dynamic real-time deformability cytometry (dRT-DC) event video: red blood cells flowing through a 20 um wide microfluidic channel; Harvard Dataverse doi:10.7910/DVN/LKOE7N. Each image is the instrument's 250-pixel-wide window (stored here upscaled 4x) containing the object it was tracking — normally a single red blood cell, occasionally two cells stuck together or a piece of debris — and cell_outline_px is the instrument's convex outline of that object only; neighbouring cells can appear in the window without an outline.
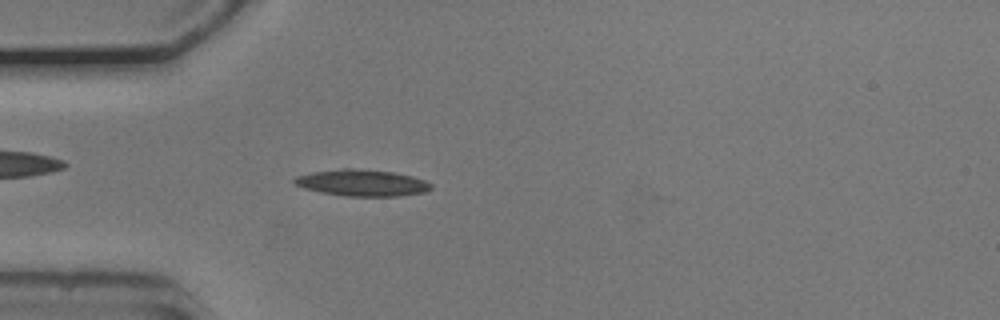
{"species": "common noctule bat (a hibernating species)", "species_latin": "Nyctalus noctula", "temperature_condition": "cold", "stored_images_in_passage": 48, "camera_frame_rate_fps": 3000, "um_per_image_px": 0.085, "animal": {"sex": "male", "body_mass_g": 20.5, "forearm_length_mm": 52.5}, "frame": {"image": 1, "passage_image": 15, "time_ms": 4.667, "image_size_px": [1000, 320], "cell_outline_px": [[432, 188], [424, 192], [400, 196], [348, 196], [324, 192], [304, 188], [292, 184], [292, 180], [296, 176], [312, 172], [340, 168], [352, 168], [392, 172], [412, 176], [424, 180], [432, 184]], "centroid_in_image_um": [30.76, 15.53], "position_along_channel_um": 54.2, "area_um2": 21.04}}
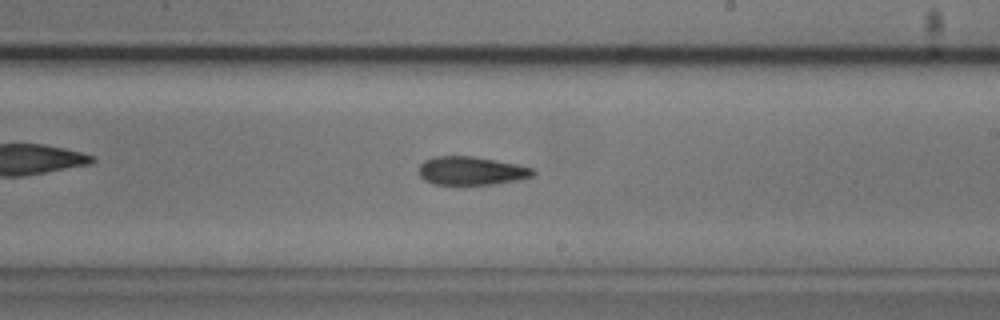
{"frame": {"image": 2, "passage_image": 31, "time_ms": 10.0, "image_size_px": [1000, 320], "cell_outline_px": [[536, 172], [532, 176], [520, 180], [492, 184], [432, 184], [424, 180], [420, 176], [420, 164], [424, 160], [436, 156], [472, 156], [516, 164], [536, 168]], "centroid_in_image_um": [40.09, 14.52], "position_along_channel_um": 248.9, "area_um2": 18.9}}
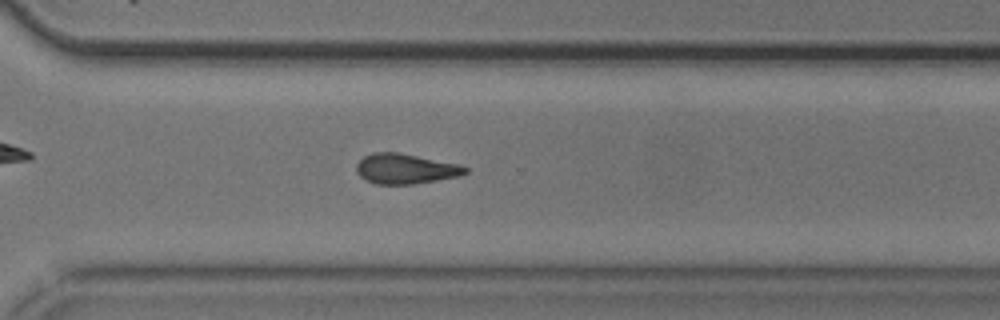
{"frame": {"image": 3, "passage_image": 38, "time_ms": 12.333, "image_size_px": [1000, 320], "cell_outline_px": [[468, 172], [460, 176], [412, 184], [376, 184], [364, 180], [356, 172], [356, 164], [364, 156], [372, 152], [396, 152], [460, 164], [468, 168]], "centroid_in_image_um": [34.45, 14.35], "position_along_channel_um": 336.2, "area_um2": 19.13}, "authors_computed_cell_mechanics": {"area_um2": 19.2474, "velocity_mm_per_s": 3.7592, "shape_relaxation_time_tau1_ms": 4.2144, "shape_relaxation_time_tau2_ms": 7.8059, "deformation_change_tau1": 0.1365, "deformation_change_tau2": 0.1891}}